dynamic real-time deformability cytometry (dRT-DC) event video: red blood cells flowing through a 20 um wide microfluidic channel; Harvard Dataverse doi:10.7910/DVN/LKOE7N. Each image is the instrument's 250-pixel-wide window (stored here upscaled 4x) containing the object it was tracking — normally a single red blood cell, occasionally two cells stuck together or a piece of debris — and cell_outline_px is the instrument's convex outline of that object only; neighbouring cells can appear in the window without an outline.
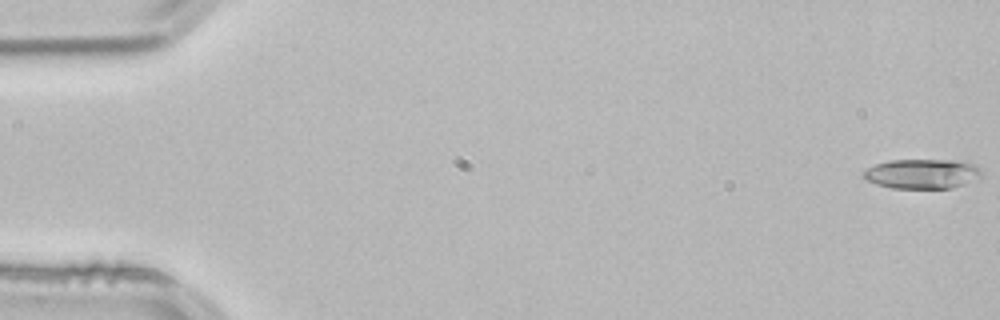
{"species": "common noctule bat (a hibernating species)", "species_latin": "Nyctalus noctula", "temperature_condition": "room temperature", "stored_images_in_passage": 38, "camera_frame_rate_fps": 3000, "um_per_image_px": 0.085, "animal": {"sex": "male", "body_mass_g": 21.5, "forearm_length_mm": 52.0}, "frame": {"image": 1, "passage_image": 1, "time_ms": 0.0, "image_size_px": [1000, 320], "cell_outline_px": [[980, 176], [964, 184], [952, 188], [892, 188], [876, 184], [868, 180], [860, 172], [864, 168], [888, 160], [968, 160], [976, 164], [980, 168]], "centroid_in_image_um": [78.37, 14.75], "position_along_channel_um": 6.6, "area_um2": 20.63}}
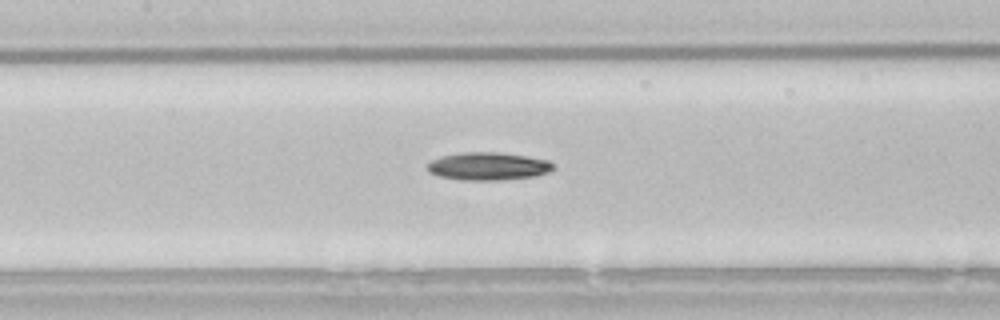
{"frame": {"image": 2, "passage_image": 25, "time_ms": 8.0, "image_size_px": [1000, 320], "cell_outline_px": [[556, 168], [548, 172], [536, 176], [496, 180], [464, 180], [440, 176], [428, 172], [428, 164], [432, 160], [444, 156], [464, 152], [500, 152], [548, 160]], "centroid_in_image_um": [41.52, 14.13], "position_along_channel_um": 165.9, "area_um2": 20.17}}
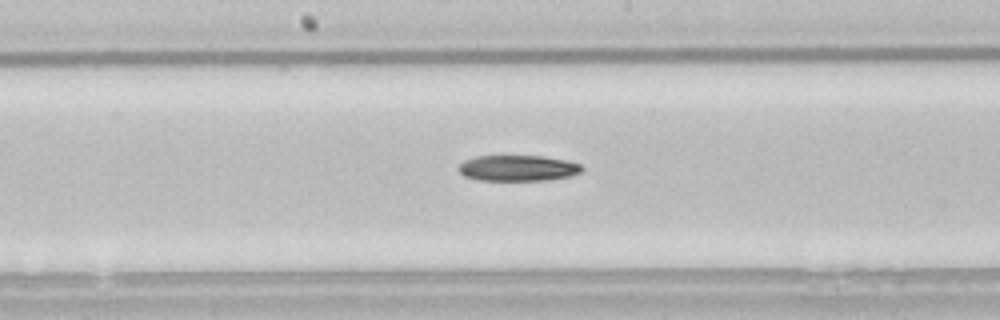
{"frame": {"image": 3, "passage_image": 28, "time_ms": 9.0, "image_size_px": [1000, 320], "cell_outline_px": [[584, 168], [580, 172], [572, 176], [548, 180], [480, 180], [464, 176], [456, 168], [464, 160], [476, 156], [544, 156], [564, 160], [580, 164]], "centroid_in_image_um": [44.01, 14.29], "position_along_channel_um": 204.2, "area_um2": 18.61}}